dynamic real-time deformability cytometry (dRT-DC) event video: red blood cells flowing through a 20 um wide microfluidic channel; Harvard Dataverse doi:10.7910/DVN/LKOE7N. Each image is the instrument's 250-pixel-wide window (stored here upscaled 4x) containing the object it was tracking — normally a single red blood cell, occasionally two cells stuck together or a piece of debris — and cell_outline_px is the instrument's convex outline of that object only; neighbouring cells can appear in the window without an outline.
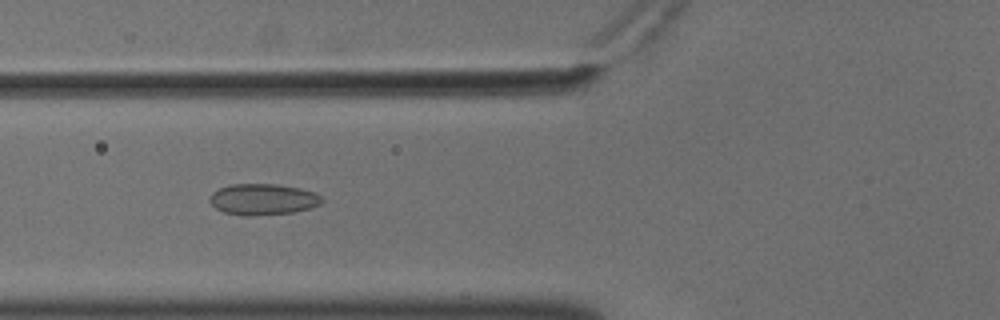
{"species": "common noctule bat (a hibernating species)", "species_latin": "Nyctalus noctula", "temperature_condition": "cold", "stored_images_in_passage": 38, "camera_frame_rate_fps": 3000, "um_per_image_px": 0.085, "animal": {"sex": "male", "body_mass_g": 18.8}, "frame": {"image": 1, "passage_image": 4, "time_ms": 1.0, "image_size_px": [1000, 320], "cell_outline_px": [[324, 200], [320, 204], [308, 208], [292, 212], [256, 216], [244, 216], [224, 212], [216, 208], [208, 200], [208, 196], [212, 192], [220, 188], [232, 184], [276, 184], [300, 188], [316, 192]], "centroid_in_image_um": [22.33, 16.94], "position_along_channel_um": 103.5, "area_um2": 20.46}}
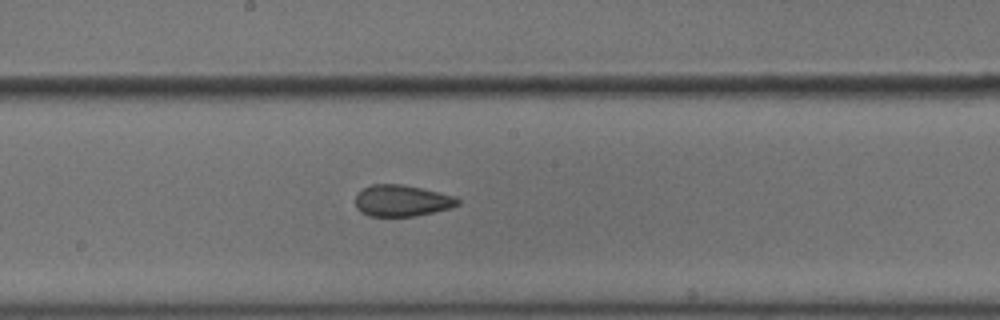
{"frame": {"image": 2, "passage_image": 13, "time_ms": 4.0, "image_size_px": [1000, 320], "cell_outline_px": [[460, 204], [448, 208], [416, 216], [368, 216], [360, 212], [356, 208], [356, 196], [364, 188], [372, 184], [400, 184], [420, 188], [456, 196], [460, 200]], "centroid_in_image_um": [34.15, 17.06], "position_along_channel_um": 214.1, "area_um2": 18.61}}
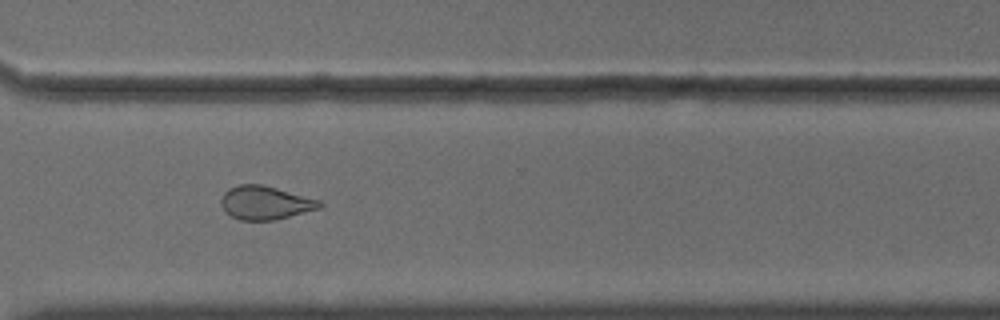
{"frame": {"image": 3, "passage_image": 24, "time_ms": 7.667, "image_size_px": [1000, 320], "cell_outline_px": [[324, 204], [320, 208], [276, 220], [240, 220], [232, 216], [220, 204], [220, 200], [224, 192], [228, 188], [240, 184], [260, 184], [276, 188], [320, 200]], "centroid_in_image_um": [22.55, 17.23], "position_along_channel_um": 348.1, "area_um2": 19.13}, "authors_computed_cell_mechanics": {"area_um2": 19.7965, "velocity_mm_per_s": 3.6627, "shape_relaxation_time_tau1_ms": 6.9192, "shape_relaxation_time_tau2_ms": 1.7693, "deformation_change_tau1": 0.1131, "deformation_change_tau2": 0.0798}}